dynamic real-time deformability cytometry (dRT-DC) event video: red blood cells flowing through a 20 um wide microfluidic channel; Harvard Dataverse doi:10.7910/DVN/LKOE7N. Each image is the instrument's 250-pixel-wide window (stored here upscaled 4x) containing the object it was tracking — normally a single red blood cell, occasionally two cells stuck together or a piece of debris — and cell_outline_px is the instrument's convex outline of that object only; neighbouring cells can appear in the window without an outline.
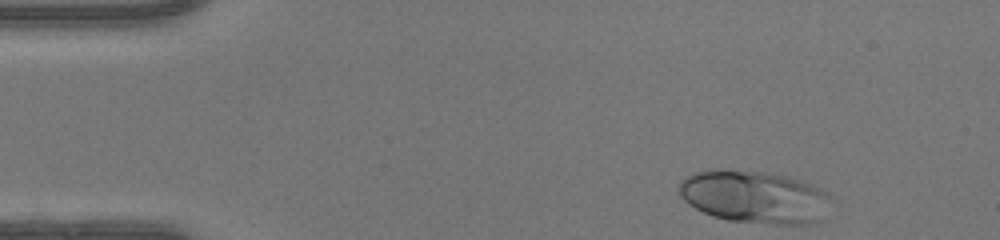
{"species": "human", "species_latin": "Homo sapiens", "temperature_condition": "warm", "stored_images_in_passage": 43, "camera_frame_rate_fps": 3000, "um_per_image_px": 0.085, "donor": {"sex": "female"}, "frame": {"image": 1, "passage_image": 1, "time_ms": 0.0, "image_size_px": [1000, 240], "cell_outline_px": [[828, 196], [824, 220], [816, 224], [776, 224], [728, 220], [712, 216], [688, 204], [680, 196], [676, 188], [680, 180], [684, 176], [692, 172], [768, 172], [800, 180], [812, 184], [828, 192]], "centroid_in_image_um": [64.13, 16.77], "position_along_channel_um": 20.9, "area_um2": 46.12}}
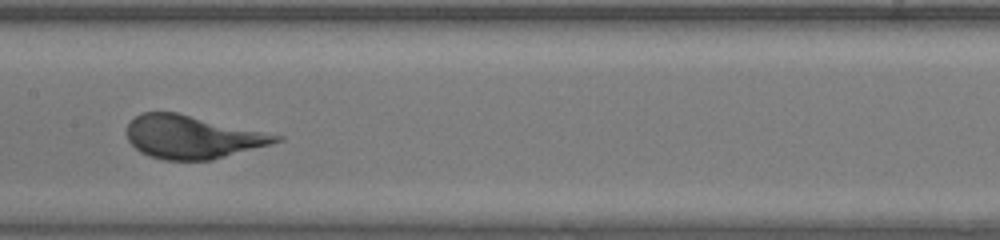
{"frame": {"image": 2, "passage_image": 19, "time_ms": 6.0, "image_size_px": [1000, 240], "cell_outline_px": [[284, 140], [212, 160], [164, 160], [148, 156], [140, 152], [128, 140], [128, 124], [140, 112], [176, 112], [284, 136]], "centroid_in_image_um": [16.34, 11.65], "position_along_channel_um": 191.1, "area_um2": 37.22}}
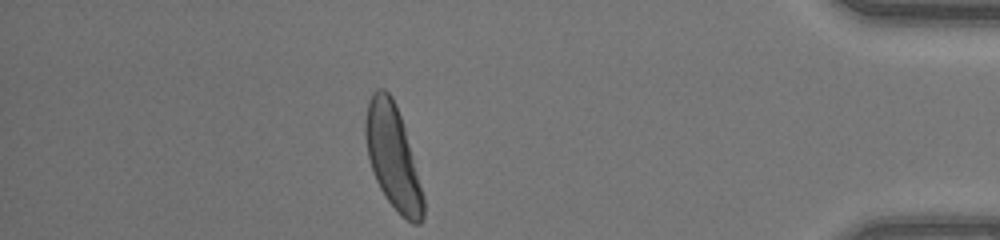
{"frame": {"image": 3, "passage_image": 37, "time_ms": 12.0, "image_size_px": [1000, 240], "cell_outline_px": [[424, 216], [420, 224], [412, 224], [388, 200], [380, 188], [376, 180], [368, 156], [364, 136], [364, 120], [368, 100], [372, 92], [376, 88], [384, 88], [392, 96], [396, 104], [404, 124], [424, 196]], "centroid_in_image_um": [33.38, 13.26], "position_along_channel_um": 401.8, "area_um2": 34.97}}